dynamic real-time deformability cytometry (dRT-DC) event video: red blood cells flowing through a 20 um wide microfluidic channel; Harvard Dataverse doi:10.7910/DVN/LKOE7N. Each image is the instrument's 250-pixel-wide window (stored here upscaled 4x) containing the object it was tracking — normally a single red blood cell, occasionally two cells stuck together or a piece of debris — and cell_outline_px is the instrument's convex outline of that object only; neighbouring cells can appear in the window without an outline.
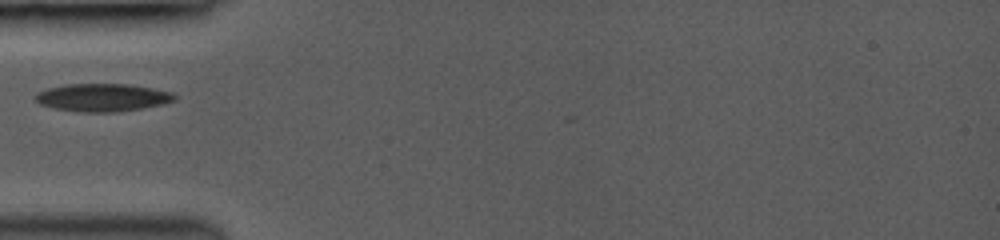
{"species": "common noctule bat (a hibernating species)", "species_latin": "Nyctalus noctula", "temperature_condition": "room temperature", "stored_images_in_passage": 4, "camera_frame_rate_fps": 3000, "um_per_image_px": 0.085, "animal": {"sex": "female", "body_mass_g": 19.0, "forearm_length_mm": 53.3}, "frame": {"image": 1, "passage_image": 1, "time_ms": 0.0, "image_size_px": [1000, 240], "cell_outline_px": [[176, 100], [164, 104], [116, 112], [80, 112], [52, 108], [40, 104], [36, 100], [36, 92], [48, 88], [64, 84], [128, 84], [152, 88], [172, 92], [176, 96]], "centroid_in_image_um": [8.7, 8.29], "position_along_channel_um": 76.3, "area_um2": 22.6}}
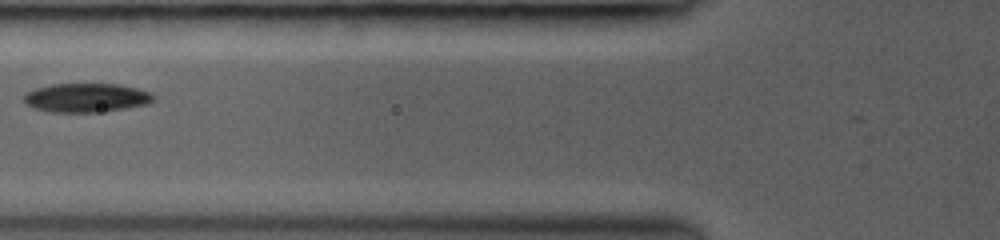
{"frame": {"image": 2, "passage_image": 2, "time_ms": 1.0, "image_size_px": [1000, 240], "cell_outline_px": [[156, 100], [148, 104], [124, 108], [96, 112], [48, 112], [32, 108], [24, 100], [24, 92], [36, 88], [52, 84], [120, 84], [152, 92], [156, 96]], "centroid_in_image_um": [7.35, 8.3], "position_along_channel_um": 118.4, "area_um2": 22.02}}
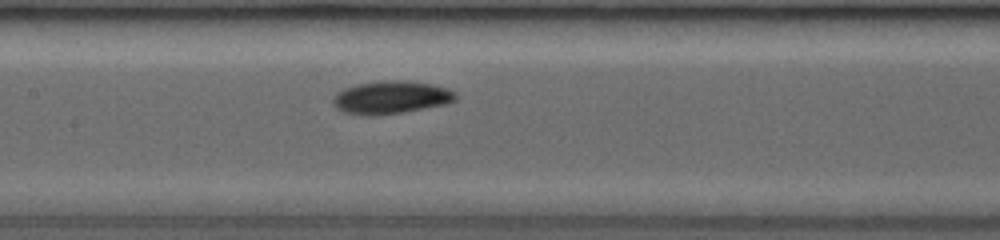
{"frame": {"image": 3, "passage_image": 4, "time_ms": 2.333, "image_size_px": [1000, 240], "cell_outline_px": [[460, 96], [456, 100], [448, 104], [376, 116], [364, 116], [344, 112], [336, 108], [332, 104], [332, 96], [336, 92], [344, 88], [356, 84], [384, 80], [408, 80], [432, 84], [448, 88], [456, 92]], "centroid_in_image_um": [33.24, 8.27], "position_along_channel_um": 174.2, "area_um2": 23.99}}